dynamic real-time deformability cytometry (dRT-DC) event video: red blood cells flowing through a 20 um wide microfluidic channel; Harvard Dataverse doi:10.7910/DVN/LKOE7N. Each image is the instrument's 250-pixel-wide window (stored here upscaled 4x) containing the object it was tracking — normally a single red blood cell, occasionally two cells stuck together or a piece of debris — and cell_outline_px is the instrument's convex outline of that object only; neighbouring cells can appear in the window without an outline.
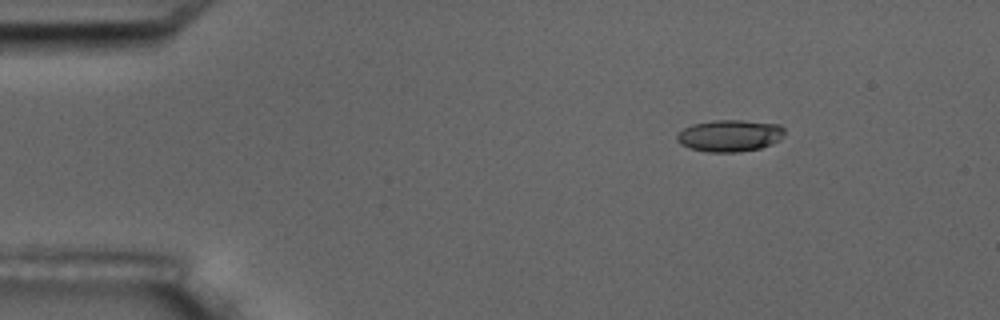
{"species": "common noctule bat (a hibernating species)", "species_latin": "Nyctalus noctula", "temperature_condition": "room temperature", "stored_images_in_passage": 4, "camera_frame_rate_fps": 3000, "um_per_image_px": 0.085, "animal": {"sex": "male", "body_mass_g": 17.5, "forearm_length_mm": 52.3}, "frame": {"image": 1, "passage_image": 1, "time_ms": 0.0, "image_size_px": [1000, 320], "cell_outline_px": [[784, 136], [780, 140], [772, 144], [760, 148], [736, 152], [708, 152], [688, 148], [680, 144], [676, 140], [676, 136], [684, 128], [692, 124], [712, 120], [744, 120], [780, 124], [784, 128]], "centroid_in_image_um": [62.04, 11.53], "position_along_channel_um": 23.0, "area_um2": 20.17}}
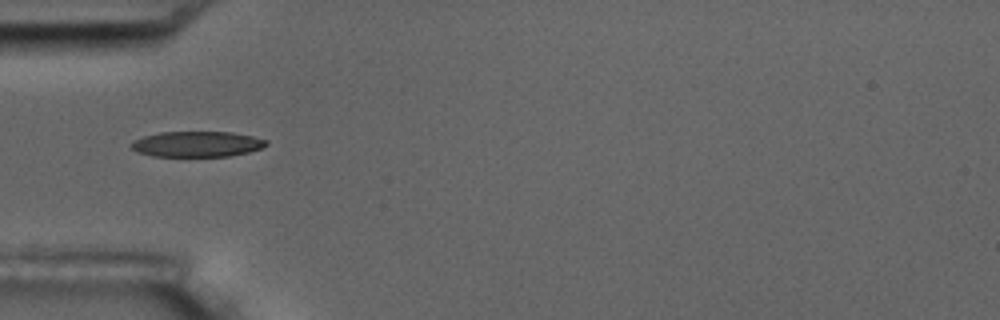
{"frame": {"image": 2, "passage_image": 4, "time_ms": 3.333, "image_size_px": [1000, 320], "cell_outline_px": [[268, 144], [260, 148], [248, 152], [228, 156], [152, 156], [136, 152], [128, 144], [132, 140], [144, 136], [160, 132], [232, 132], [252, 136], [268, 140]], "centroid_in_image_um": [16.7, 12.24], "position_along_channel_um": 68.3, "area_um2": 20.17}}